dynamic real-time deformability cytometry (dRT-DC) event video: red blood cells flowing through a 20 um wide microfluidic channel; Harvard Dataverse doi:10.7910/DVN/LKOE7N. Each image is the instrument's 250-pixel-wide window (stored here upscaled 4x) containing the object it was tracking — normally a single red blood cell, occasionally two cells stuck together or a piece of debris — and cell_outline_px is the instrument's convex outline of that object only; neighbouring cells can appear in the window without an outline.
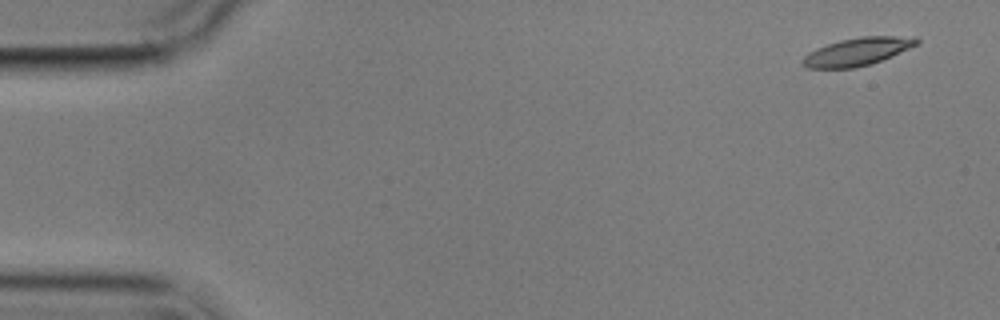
{"species": "common noctule bat (a hibernating species)", "species_latin": "Nyctalus noctula", "temperature_condition": "cold", "stored_images_in_passage": 4, "camera_frame_rate_fps": 3000, "um_per_image_px": 0.085, "animal": {"sex": "male", "body_mass_g": 17.9}, "frame": {"image": 1, "passage_image": 1, "time_ms": 0.0, "image_size_px": [1000, 320], "cell_outline_px": [[920, 44], [892, 56], [868, 64], [852, 68], [808, 68], [800, 64], [800, 60], [808, 52], [816, 48], [840, 40], [860, 36], [916, 36], [920, 40]], "centroid_in_image_um": [72.89, 4.37], "position_along_channel_um": 12.1, "area_um2": 18.67}}
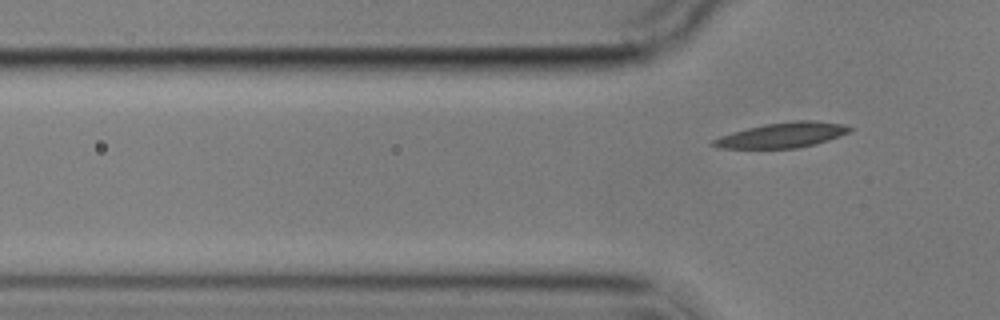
{"frame": {"image": 2, "passage_image": 4, "time_ms": 4.667, "image_size_px": [1000, 320], "cell_outline_px": [[852, 128], [848, 132], [840, 136], [816, 144], [796, 148], [716, 148], [708, 144], [712, 140], [720, 136], [732, 132], [764, 124], [792, 120], [812, 120], [840, 124]], "centroid_in_image_um": [66.43, 11.49], "position_along_channel_um": 59.4, "area_um2": 19.94}}